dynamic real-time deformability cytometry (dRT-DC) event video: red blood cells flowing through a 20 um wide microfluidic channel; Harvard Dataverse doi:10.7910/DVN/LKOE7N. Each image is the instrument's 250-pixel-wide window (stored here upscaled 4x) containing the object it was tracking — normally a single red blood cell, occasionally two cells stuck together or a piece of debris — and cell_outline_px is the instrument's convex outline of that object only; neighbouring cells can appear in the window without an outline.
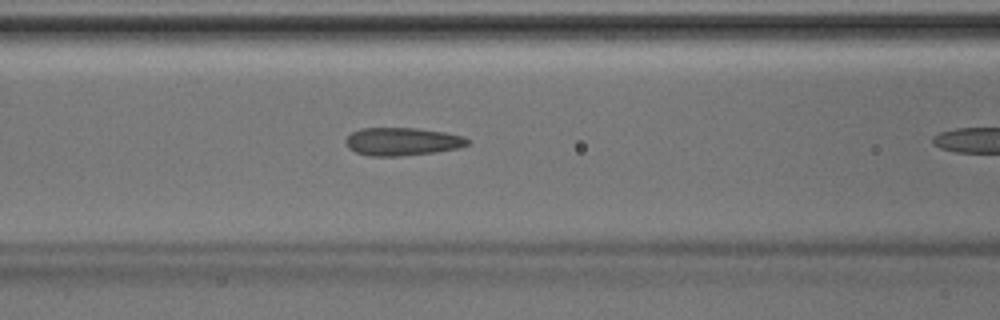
{"species": "Egyptian fruit bat (a non-hibernating species)", "species_latin": "Rousettus aegyptiacus", "temperature_condition": "room temperature", "stored_images_in_passage": 10, "camera_frame_rate_fps": 3000, "um_per_image_px": 0.085, "animal": {"sex": "male"}, "frame": {"image": 1, "passage_image": 9, "time_ms": 2.667, "image_size_px": [1000, 320], "cell_outline_px": [[472, 140], [468, 144], [460, 148], [436, 152], [400, 156], [368, 156], [356, 152], [348, 148], [344, 140], [352, 132], [360, 128], [416, 128], [444, 132], [464, 136]], "centroid_in_image_um": [34.21, 12.03], "position_along_channel_um": 132.4, "area_um2": 20.06}}